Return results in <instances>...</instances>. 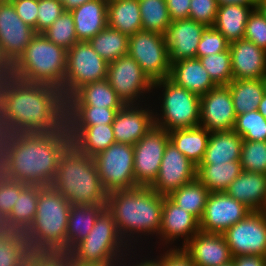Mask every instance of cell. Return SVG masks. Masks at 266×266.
<instances>
[{"mask_svg":"<svg viewBox=\"0 0 266 266\" xmlns=\"http://www.w3.org/2000/svg\"><path fill=\"white\" fill-rule=\"evenodd\" d=\"M162 208L163 195L146 186L111 192L106 204L119 235L132 250L142 236L145 239H149V235L159 236Z\"/></svg>","mask_w":266,"mask_h":266,"instance_id":"6da1fadb","label":"cell"},{"mask_svg":"<svg viewBox=\"0 0 266 266\" xmlns=\"http://www.w3.org/2000/svg\"><path fill=\"white\" fill-rule=\"evenodd\" d=\"M70 207L51 185L41 188L34 221L24 233L31 252L66 253Z\"/></svg>","mask_w":266,"mask_h":266,"instance_id":"7a4b0ae2","label":"cell"},{"mask_svg":"<svg viewBox=\"0 0 266 266\" xmlns=\"http://www.w3.org/2000/svg\"><path fill=\"white\" fill-rule=\"evenodd\" d=\"M51 186L71 205L107 204L94 158L80 152L63 153Z\"/></svg>","mask_w":266,"mask_h":266,"instance_id":"3957f363","label":"cell"},{"mask_svg":"<svg viewBox=\"0 0 266 266\" xmlns=\"http://www.w3.org/2000/svg\"><path fill=\"white\" fill-rule=\"evenodd\" d=\"M63 153L60 146L44 133H23L11 156L17 181L50 186Z\"/></svg>","mask_w":266,"mask_h":266,"instance_id":"277c9868","label":"cell"},{"mask_svg":"<svg viewBox=\"0 0 266 266\" xmlns=\"http://www.w3.org/2000/svg\"><path fill=\"white\" fill-rule=\"evenodd\" d=\"M129 252L132 253V249L119 235L113 215L105 209L87 237L67 254L73 260L85 263L122 264Z\"/></svg>","mask_w":266,"mask_h":266,"instance_id":"5b68a950","label":"cell"},{"mask_svg":"<svg viewBox=\"0 0 266 266\" xmlns=\"http://www.w3.org/2000/svg\"><path fill=\"white\" fill-rule=\"evenodd\" d=\"M163 87V88H162ZM162 88L160 113L154 112L155 125L166 131L197 127L200 124V96L176 85L169 78L153 82Z\"/></svg>","mask_w":266,"mask_h":266,"instance_id":"8992f818","label":"cell"},{"mask_svg":"<svg viewBox=\"0 0 266 266\" xmlns=\"http://www.w3.org/2000/svg\"><path fill=\"white\" fill-rule=\"evenodd\" d=\"M67 50L37 33L21 56L10 66L14 74L24 81L65 75Z\"/></svg>","mask_w":266,"mask_h":266,"instance_id":"52a82bcc","label":"cell"},{"mask_svg":"<svg viewBox=\"0 0 266 266\" xmlns=\"http://www.w3.org/2000/svg\"><path fill=\"white\" fill-rule=\"evenodd\" d=\"M5 117L22 133H43L48 125V103L34 82L17 78Z\"/></svg>","mask_w":266,"mask_h":266,"instance_id":"ba28073f","label":"cell"},{"mask_svg":"<svg viewBox=\"0 0 266 266\" xmlns=\"http://www.w3.org/2000/svg\"><path fill=\"white\" fill-rule=\"evenodd\" d=\"M48 112V125L43 133L64 153L81 152L85 143V124L79 97L74 102L48 105Z\"/></svg>","mask_w":266,"mask_h":266,"instance_id":"9c48e42d","label":"cell"},{"mask_svg":"<svg viewBox=\"0 0 266 266\" xmlns=\"http://www.w3.org/2000/svg\"><path fill=\"white\" fill-rule=\"evenodd\" d=\"M93 158L98 176L108 194L138 187L134 179V147L132 145L114 143Z\"/></svg>","mask_w":266,"mask_h":266,"instance_id":"30bf717a","label":"cell"},{"mask_svg":"<svg viewBox=\"0 0 266 266\" xmlns=\"http://www.w3.org/2000/svg\"><path fill=\"white\" fill-rule=\"evenodd\" d=\"M128 55L136 60L152 82L169 78L171 63L164 35L137 31L129 36Z\"/></svg>","mask_w":266,"mask_h":266,"instance_id":"8fae6325","label":"cell"},{"mask_svg":"<svg viewBox=\"0 0 266 266\" xmlns=\"http://www.w3.org/2000/svg\"><path fill=\"white\" fill-rule=\"evenodd\" d=\"M107 80L125 104H140L153 92V82L129 55L108 63Z\"/></svg>","mask_w":266,"mask_h":266,"instance_id":"7c38bea8","label":"cell"},{"mask_svg":"<svg viewBox=\"0 0 266 266\" xmlns=\"http://www.w3.org/2000/svg\"><path fill=\"white\" fill-rule=\"evenodd\" d=\"M233 257H266V212L251 211L223 234Z\"/></svg>","mask_w":266,"mask_h":266,"instance_id":"4fadbf2b","label":"cell"},{"mask_svg":"<svg viewBox=\"0 0 266 266\" xmlns=\"http://www.w3.org/2000/svg\"><path fill=\"white\" fill-rule=\"evenodd\" d=\"M169 142V132L155 125L133 145L134 179L138 186L149 187L157 178Z\"/></svg>","mask_w":266,"mask_h":266,"instance_id":"5bb4252c","label":"cell"},{"mask_svg":"<svg viewBox=\"0 0 266 266\" xmlns=\"http://www.w3.org/2000/svg\"><path fill=\"white\" fill-rule=\"evenodd\" d=\"M16 13L10 0H0V54L11 66L36 35Z\"/></svg>","mask_w":266,"mask_h":266,"instance_id":"9a60e30c","label":"cell"},{"mask_svg":"<svg viewBox=\"0 0 266 266\" xmlns=\"http://www.w3.org/2000/svg\"><path fill=\"white\" fill-rule=\"evenodd\" d=\"M107 72L108 62L98 55L88 41H79L67 50L65 74L74 88L105 80Z\"/></svg>","mask_w":266,"mask_h":266,"instance_id":"2e32d148","label":"cell"},{"mask_svg":"<svg viewBox=\"0 0 266 266\" xmlns=\"http://www.w3.org/2000/svg\"><path fill=\"white\" fill-rule=\"evenodd\" d=\"M251 210L226 192H210L199 220L201 232L223 234L244 219Z\"/></svg>","mask_w":266,"mask_h":266,"instance_id":"e0dca14e","label":"cell"},{"mask_svg":"<svg viewBox=\"0 0 266 266\" xmlns=\"http://www.w3.org/2000/svg\"><path fill=\"white\" fill-rule=\"evenodd\" d=\"M236 113L228 85H218L200 96V124L210 133L231 131Z\"/></svg>","mask_w":266,"mask_h":266,"instance_id":"ac0fdd59","label":"cell"},{"mask_svg":"<svg viewBox=\"0 0 266 266\" xmlns=\"http://www.w3.org/2000/svg\"><path fill=\"white\" fill-rule=\"evenodd\" d=\"M195 179L196 165L169 142L157 178L149 187L158 194L168 196L172 191Z\"/></svg>","mask_w":266,"mask_h":266,"instance_id":"d6986e66","label":"cell"},{"mask_svg":"<svg viewBox=\"0 0 266 266\" xmlns=\"http://www.w3.org/2000/svg\"><path fill=\"white\" fill-rule=\"evenodd\" d=\"M199 231V221L191 213L178 207L168 196L163 195L161 228L159 236L156 237L161 242L159 245H166L168 248L174 241L183 238L182 246L172 247L181 249Z\"/></svg>","mask_w":266,"mask_h":266,"instance_id":"ffe728a7","label":"cell"},{"mask_svg":"<svg viewBox=\"0 0 266 266\" xmlns=\"http://www.w3.org/2000/svg\"><path fill=\"white\" fill-rule=\"evenodd\" d=\"M142 104H126L118 111L112 123L116 143L133 146L155 126L154 109Z\"/></svg>","mask_w":266,"mask_h":266,"instance_id":"44dd1931","label":"cell"},{"mask_svg":"<svg viewBox=\"0 0 266 266\" xmlns=\"http://www.w3.org/2000/svg\"><path fill=\"white\" fill-rule=\"evenodd\" d=\"M181 249L195 266H222L233 259L222 234L199 231Z\"/></svg>","mask_w":266,"mask_h":266,"instance_id":"7402d4cb","label":"cell"},{"mask_svg":"<svg viewBox=\"0 0 266 266\" xmlns=\"http://www.w3.org/2000/svg\"><path fill=\"white\" fill-rule=\"evenodd\" d=\"M206 27L192 19L172 21L164 34L171 64L196 58L198 44Z\"/></svg>","mask_w":266,"mask_h":266,"instance_id":"603a6c76","label":"cell"},{"mask_svg":"<svg viewBox=\"0 0 266 266\" xmlns=\"http://www.w3.org/2000/svg\"><path fill=\"white\" fill-rule=\"evenodd\" d=\"M233 80L263 79L266 76V50L243 38L230 43Z\"/></svg>","mask_w":266,"mask_h":266,"instance_id":"cb8c5ba5","label":"cell"},{"mask_svg":"<svg viewBox=\"0 0 266 266\" xmlns=\"http://www.w3.org/2000/svg\"><path fill=\"white\" fill-rule=\"evenodd\" d=\"M251 211L266 207V174L242 170L225 191Z\"/></svg>","mask_w":266,"mask_h":266,"instance_id":"d4e9b609","label":"cell"},{"mask_svg":"<svg viewBox=\"0 0 266 266\" xmlns=\"http://www.w3.org/2000/svg\"><path fill=\"white\" fill-rule=\"evenodd\" d=\"M169 79L199 96L205 95L217 86L197 58L172 63Z\"/></svg>","mask_w":266,"mask_h":266,"instance_id":"484cf974","label":"cell"},{"mask_svg":"<svg viewBox=\"0 0 266 266\" xmlns=\"http://www.w3.org/2000/svg\"><path fill=\"white\" fill-rule=\"evenodd\" d=\"M108 0H92L71 10L78 41H89L108 26Z\"/></svg>","mask_w":266,"mask_h":266,"instance_id":"4316f807","label":"cell"},{"mask_svg":"<svg viewBox=\"0 0 266 266\" xmlns=\"http://www.w3.org/2000/svg\"><path fill=\"white\" fill-rule=\"evenodd\" d=\"M42 185H28L19 196L10 215L2 222L4 230L25 233L32 225L36 210L39 192Z\"/></svg>","mask_w":266,"mask_h":266,"instance_id":"83f0119b","label":"cell"},{"mask_svg":"<svg viewBox=\"0 0 266 266\" xmlns=\"http://www.w3.org/2000/svg\"><path fill=\"white\" fill-rule=\"evenodd\" d=\"M243 139L234 130L210 133L200 164H220L240 160Z\"/></svg>","mask_w":266,"mask_h":266,"instance_id":"f1b7e54d","label":"cell"},{"mask_svg":"<svg viewBox=\"0 0 266 266\" xmlns=\"http://www.w3.org/2000/svg\"><path fill=\"white\" fill-rule=\"evenodd\" d=\"M105 209L106 204L71 205L66 231V253L87 237Z\"/></svg>","mask_w":266,"mask_h":266,"instance_id":"f546056e","label":"cell"},{"mask_svg":"<svg viewBox=\"0 0 266 266\" xmlns=\"http://www.w3.org/2000/svg\"><path fill=\"white\" fill-rule=\"evenodd\" d=\"M108 27L127 36L142 30L138 0H108Z\"/></svg>","mask_w":266,"mask_h":266,"instance_id":"4dcf8cb0","label":"cell"},{"mask_svg":"<svg viewBox=\"0 0 266 266\" xmlns=\"http://www.w3.org/2000/svg\"><path fill=\"white\" fill-rule=\"evenodd\" d=\"M253 9L252 6L239 4L219 6L213 27L230 43L243 39L248 17Z\"/></svg>","mask_w":266,"mask_h":266,"instance_id":"1f68e13d","label":"cell"},{"mask_svg":"<svg viewBox=\"0 0 266 266\" xmlns=\"http://www.w3.org/2000/svg\"><path fill=\"white\" fill-rule=\"evenodd\" d=\"M209 136L202 126L169 131L170 142L196 166L204 158Z\"/></svg>","mask_w":266,"mask_h":266,"instance_id":"d6a6232c","label":"cell"},{"mask_svg":"<svg viewBox=\"0 0 266 266\" xmlns=\"http://www.w3.org/2000/svg\"><path fill=\"white\" fill-rule=\"evenodd\" d=\"M241 172L240 160L220 164H198L196 179L210 192H225Z\"/></svg>","mask_w":266,"mask_h":266,"instance_id":"836d02e7","label":"cell"},{"mask_svg":"<svg viewBox=\"0 0 266 266\" xmlns=\"http://www.w3.org/2000/svg\"><path fill=\"white\" fill-rule=\"evenodd\" d=\"M228 86L236 116L257 110L266 93L263 79L232 80Z\"/></svg>","mask_w":266,"mask_h":266,"instance_id":"e575fe53","label":"cell"},{"mask_svg":"<svg viewBox=\"0 0 266 266\" xmlns=\"http://www.w3.org/2000/svg\"><path fill=\"white\" fill-rule=\"evenodd\" d=\"M210 191L197 179L172 191L168 197L178 207L191 213L198 221L201 219Z\"/></svg>","mask_w":266,"mask_h":266,"instance_id":"d590c367","label":"cell"},{"mask_svg":"<svg viewBox=\"0 0 266 266\" xmlns=\"http://www.w3.org/2000/svg\"><path fill=\"white\" fill-rule=\"evenodd\" d=\"M88 42L98 55L108 63L128 55L129 36L108 26Z\"/></svg>","mask_w":266,"mask_h":266,"instance_id":"8d00e7d4","label":"cell"},{"mask_svg":"<svg viewBox=\"0 0 266 266\" xmlns=\"http://www.w3.org/2000/svg\"><path fill=\"white\" fill-rule=\"evenodd\" d=\"M78 97L81 106L123 108L126 105L107 79L83 85L78 89Z\"/></svg>","mask_w":266,"mask_h":266,"instance_id":"74e56055","label":"cell"},{"mask_svg":"<svg viewBox=\"0 0 266 266\" xmlns=\"http://www.w3.org/2000/svg\"><path fill=\"white\" fill-rule=\"evenodd\" d=\"M30 253L24 233L0 231V266H25Z\"/></svg>","mask_w":266,"mask_h":266,"instance_id":"f35d334b","label":"cell"},{"mask_svg":"<svg viewBox=\"0 0 266 266\" xmlns=\"http://www.w3.org/2000/svg\"><path fill=\"white\" fill-rule=\"evenodd\" d=\"M34 83L47 100L48 105L74 102L78 98V89L74 88L66 74L39 79Z\"/></svg>","mask_w":266,"mask_h":266,"instance_id":"ab89813d","label":"cell"},{"mask_svg":"<svg viewBox=\"0 0 266 266\" xmlns=\"http://www.w3.org/2000/svg\"><path fill=\"white\" fill-rule=\"evenodd\" d=\"M142 30L164 35L172 23L166 0H138Z\"/></svg>","mask_w":266,"mask_h":266,"instance_id":"60d3db41","label":"cell"},{"mask_svg":"<svg viewBox=\"0 0 266 266\" xmlns=\"http://www.w3.org/2000/svg\"><path fill=\"white\" fill-rule=\"evenodd\" d=\"M43 34L49 41L66 50L79 42L75 32L74 19L70 11L64 10Z\"/></svg>","mask_w":266,"mask_h":266,"instance_id":"b9f144b4","label":"cell"},{"mask_svg":"<svg viewBox=\"0 0 266 266\" xmlns=\"http://www.w3.org/2000/svg\"><path fill=\"white\" fill-rule=\"evenodd\" d=\"M233 130L243 140L266 141V119L258 110L237 115Z\"/></svg>","mask_w":266,"mask_h":266,"instance_id":"7bdbcfd3","label":"cell"},{"mask_svg":"<svg viewBox=\"0 0 266 266\" xmlns=\"http://www.w3.org/2000/svg\"><path fill=\"white\" fill-rule=\"evenodd\" d=\"M116 143L112 124L85 126V143L80 153L95 157Z\"/></svg>","mask_w":266,"mask_h":266,"instance_id":"ee69618b","label":"cell"},{"mask_svg":"<svg viewBox=\"0 0 266 266\" xmlns=\"http://www.w3.org/2000/svg\"><path fill=\"white\" fill-rule=\"evenodd\" d=\"M199 60L217 86L228 85L233 80L229 49L221 53L200 57Z\"/></svg>","mask_w":266,"mask_h":266,"instance_id":"f6af8a7d","label":"cell"},{"mask_svg":"<svg viewBox=\"0 0 266 266\" xmlns=\"http://www.w3.org/2000/svg\"><path fill=\"white\" fill-rule=\"evenodd\" d=\"M240 163L244 171L266 174V141L243 140Z\"/></svg>","mask_w":266,"mask_h":266,"instance_id":"bcb514c9","label":"cell"},{"mask_svg":"<svg viewBox=\"0 0 266 266\" xmlns=\"http://www.w3.org/2000/svg\"><path fill=\"white\" fill-rule=\"evenodd\" d=\"M230 42L213 26H207L199 41L196 58L221 53L229 49Z\"/></svg>","mask_w":266,"mask_h":266,"instance_id":"7dc6e473","label":"cell"},{"mask_svg":"<svg viewBox=\"0 0 266 266\" xmlns=\"http://www.w3.org/2000/svg\"><path fill=\"white\" fill-rule=\"evenodd\" d=\"M244 38L266 50V19L258 8L248 17Z\"/></svg>","mask_w":266,"mask_h":266,"instance_id":"c3c4849f","label":"cell"},{"mask_svg":"<svg viewBox=\"0 0 266 266\" xmlns=\"http://www.w3.org/2000/svg\"><path fill=\"white\" fill-rule=\"evenodd\" d=\"M22 132L13 126L5 116H0V157L10 158L16 150Z\"/></svg>","mask_w":266,"mask_h":266,"instance_id":"681fc988","label":"cell"},{"mask_svg":"<svg viewBox=\"0 0 266 266\" xmlns=\"http://www.w3.org/2000/svg\"><path fill=\"white\" fill-rule=\"evenodd\" d=\"M64 12L58 0H38L37 33H43Z\"/></svg>","mask_w":266,"mask_h":266,"instance_id":"f907efd6","label":"cell"},{"mask_svg":"<svg viewBox=\"0 0 266 266\" xmlns=\"http://www.w3.org/2000/svg\"><path fill=\"white\" fill-rule=\"evenodd\" d=\"M218 7L217 0H190L189 19L213 26Z\"/></svg>","mask_w":266,"mask_h":266,"instance_id":"816d5d0a","label":"cell"},{"mask_svg":"<svg viewBox=\"0 0 266 266\" xmlns=\"http://www.w3.org/2000/svg\"><path fill=\"white\" fill-rule=\"evenodd\" d=\"M26 183L13 182L0 185V221L3 222L11 213L17 196L27 187Z\"/></svg>","mask_w":266,"mask_h":266,"instance_id":"f5cc1de1","label":"cell"},{"mask_svg":"<svg viewBox=\"0 0 266 266\" xmlns=\"http://www.w3.org/2000/svg\"><path fill=\"white\" fill-rule=\"evenodd\" d=\"M85 126L112 124L116 114L122 108L82 106Z\"/></svg>","mask_w":266,"mask_h":266,"instance_id":"db71d44e","label":"cell"},{"mask_svg":"<svg viewBox=\"0 0 266 266\" xmlns=\"http://www.w3.org/2000/svg\"><path fill=\"white\" fill-rule=\"evenodd\" d=\"M25 266H70L67 253L31 252Z\"/></svg>","mask_w":266,"mask_h":266,"instance_id":"11a10c76","label":"cell"},{"mask_svg":"<svg viewBox=\"0 0 266 266\" xmlns=\"http://www.w3.org/2000/svg\"><path fill=\"white\" fill-rule=\"evenodd\" d=\"M21 20L37 33L38 0H10Z\"/></svg>","mask_w":266,"mask_h":266,"instance_id":"9f6ffc18","label":"cell"},{"mask_svg":"<svg viewBox=\"0 0 266 266\" xmlns=\"http://www.w3.org/2000/svg\"><path fill=\"white\" fill-rule=\"evenodd\" d=\"M17 78L11 68L0 74V116H5L6 114L7 105Z\"/></svg>","mask_w":266,"mask_h":266,"instance_id":"6f0895ef","label":"cell"},{"mask_svg":"<svg viewBox=\"0 0 266 266\" xmlns=\"http://www.w3.org/2000/svg\"><path fill=\"white\" fill-rule=\"evenodd\" d=\"M166 250L164 254L161 253L155 258L161 266H195L182 249L168 248Z\"/></svg>","mask_w":266,"mask_h":266,"instance_id":"680465c9","label":"cell"},{"mask_svg":"<svg viewBox=\"0 0 266 266\" xmlns=\"http://www.w3.org/2000/svg\"><path fill=\"white\" fill-rule=\"evenodd\" d=\"M172 21L189 19L190 0H166Z\"/></svg>","mask_w":266,"mask_h":266,"instance_id":"91938a15","label":"cell"},{"mask_svg":"<svg viewBox=\"0 0 266 266\" xmlns=\"http://www.w3.org/2000/svg\"><path fill=\"white\" fill-rule=\"evenodd\" d=\"M17 179L13 170L12 158H2L0 165V185L16 182Z\"/></svg>","mask_w":266,"mask_h":266,"instance_id":"94428289","label":"cell"},{"mask_svg":"<svg viewBox=\"0 0 266 266\" xmlns=\"http://www.w3.org/2000/svg\"><path fill=\"white\" fill-rule=\"evenodd\" d=\"M232 261L234 266H266V257L256 255L236 256Z\"/></svg>","mask_w":266,"mask_h":266,"instance_id":"6125c7cd","label":"cell"},{"mask_svg":"<svg viewBox=\"0 0 266 266\" xmlns=\"http://www.w3.org/2000/svg\"><path fill=\"white\" fill-rule=\"evenodd\" d=\"M135 251H138V250L136 249V250L132 251L133 252L132 254L134 256L129 252L128 257H126V259L122 263V266H161V264L155 258L154 259L151 258V260H150L149 257H147L148 258L147 259L145 256H143L145 259L144 258H142V259L140 258L141 261L140 260L139 261L138 260H133V261H137V262L136 263L135 262H130V261H132V257H133V259L137 258V255L134 254ZM129 256H130V258H129ZM128 258H129V260H128Z\"/></svg>","mask_w":266,"mask_h":266,"instance_id":"be15d7a7","label":"cell"},{"mask_svg":"<svg viewBox=\"0 0 266 266\" xmlns=\"http://www.w3.org/2000/svg\"><path fill=\"white\" fill-rule=\"evenodd\" d=\"M219 6L239 4L244 6H252L257 8L259 0H217Z\"/></svg>","mask_w":266,"mask_h":266,"instance_id":"e7e4bbea","label":"cell"},{"mask_svg":"<svg viewBox=\"0 0 266 266\" xmlns=\"http://www.w3.org/2000/svg\"><path fill=\"white\" fill-rule=\"evenodd\" d=\"M89 1L92 0H65L63 3V7L65 11H71Z\"/></svg>","mask_w":266,"mask_h":266,"instance_id":"03108f58","label":"cell"},{"mask_svg":"<svg viewBox=\"0 0 266 266\" xmlns=\"http://www.w3.org/2000/svg\"><path fill=\"white\" fill-rule=\"evenodd\" d=\"M70 266H122V264L85 263V262L75 261L70 257Z\"/></svg>","mask_w":266,"mask_h":266,"instance_id":"003e7915","label":"cell"},{"mask_svg":"<svg viewBox=\"0 0 266 266\" xmlns=\"http://www.w3.org/2000/svg\"><path fill=\"white\" fill-rule=\"evenodd\" d=\"M266 119V93L264 94L261 102L259 103L258 109H257Z\"/></svg>","mask_w":266,"mask_h":266,"instance_id":"a7ac6f4b","label":"cell"},{"mask_svg":"<svg viewBox=\"0 0 266 266\" xmlns=\"http://www.w3.org/2000/svg\"><path fill=\"white\" fill-rule=\"evenodd\" d=\"M257 8L260 10V12L264 15L266 19V0H259Z\"/></svg>","mask_w":266,"mask_h":266,"instance_id":"89a4df30","label":"cell"},{"mask_svg":"<svg viewBox=\"0 0 266 266\" xmlns=\"http://www.w3.org/2000/svg\"><path fill=\"white\" fill-rule=\"evenodd\" d=\"M10 68V66L8 65V63L1 57L0 54V74L4 73L5 71H7Z\"/></svg>","mask_w":266,"mask_h":266,"instance_id":"2644e50d","label":"cell"},{"mask_svg":"<svg viewBox=\"0 0 266 266\" xmlns=\"http://www.w3.org/2000/svg\"><path fill=\"white\" fill-rule=\"evenodd\" d=\"M222 266H234V264H233V261H231V262H229V263H227L225 265H222Z\"/></svg>","mask_w":266,"mask_h":266,"instance_id":"8c879c8a","label":"cell"},{"mask_svg":"<svg viewBox=\"0 0 266 266\" xmlns=\"http://www.w3.org/2000/svg\"><path fill=\"white\" fill-rule=\"evenodd\" d=\"M265 84V91H266V76L263 78Z\"/></svg>","mask_w":266,"mask_h":266,"instance_id":"753ad0ef","label":"cell"},{"mask_svg":"<svg viewBox=\"0 0 266 266\" xmlns=\"http://www.w3.org/2000/svg\"><path fill=\"white\" fill-rule=\"evenodd\" d=\"M3 228H2V222L0 221V231L2 230Z\"/></svg>","mask_w":266,"mask_h":266,"instance_id":"34e18365","label":"cell"}]
</instances>
